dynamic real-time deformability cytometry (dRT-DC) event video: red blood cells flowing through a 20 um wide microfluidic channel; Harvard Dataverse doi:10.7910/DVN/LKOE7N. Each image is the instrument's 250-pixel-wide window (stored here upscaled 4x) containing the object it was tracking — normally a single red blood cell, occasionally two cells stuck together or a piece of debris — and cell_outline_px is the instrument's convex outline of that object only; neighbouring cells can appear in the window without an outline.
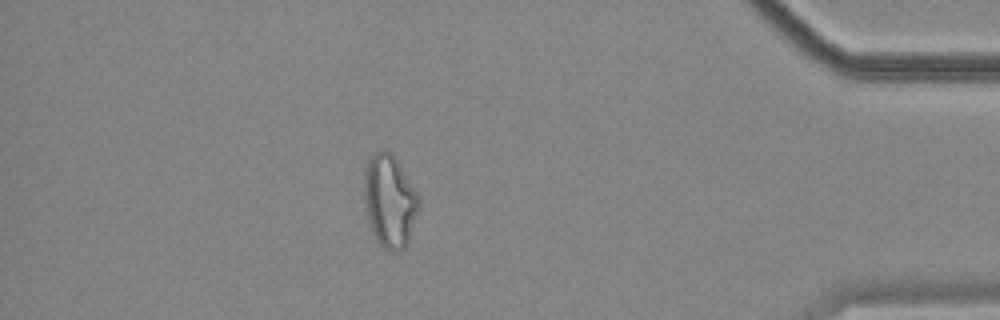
{"species": "common noctule bat (a hibernating species)", "species_latin": "Nyctalus noctula", "temperature_condition": "cold", "stored_images_in_passage": 52, "camera_frame_rate_fps": 3000, "um_per_image_px": 0.085, "animal": {"sex": "female", "body_mass_g": 18.4}, "frame": {"image": 1, "passage_image": 45, "time_ms": 14.667, "image_size_px": [1000, 320], "cell_outline_px": [[420, 204], [408, 240], [404, 248], [392, 252], [384, 248], [376, 240], [372, 232], [368, 216], [364, 196], [364, 172], [368, 160], [380, 148], [384, 148], [392, 152], [420, 196]], "centroid_in_image_um": [33.13, 17.04], "position_along_channel_um": 402.1, "area_um2": 29.48}, "authors_computed_cell_mechanics": {"area_um2": 27.5128, "velocity_mm_per_s": 3.5712, "shape_relaxation_time_tau1_ms": null, "shape_relaxation_time_tau2_ms": 3.7741, "deformation_change_tau1": null, "deformation_change_tau2": 0.1359}}